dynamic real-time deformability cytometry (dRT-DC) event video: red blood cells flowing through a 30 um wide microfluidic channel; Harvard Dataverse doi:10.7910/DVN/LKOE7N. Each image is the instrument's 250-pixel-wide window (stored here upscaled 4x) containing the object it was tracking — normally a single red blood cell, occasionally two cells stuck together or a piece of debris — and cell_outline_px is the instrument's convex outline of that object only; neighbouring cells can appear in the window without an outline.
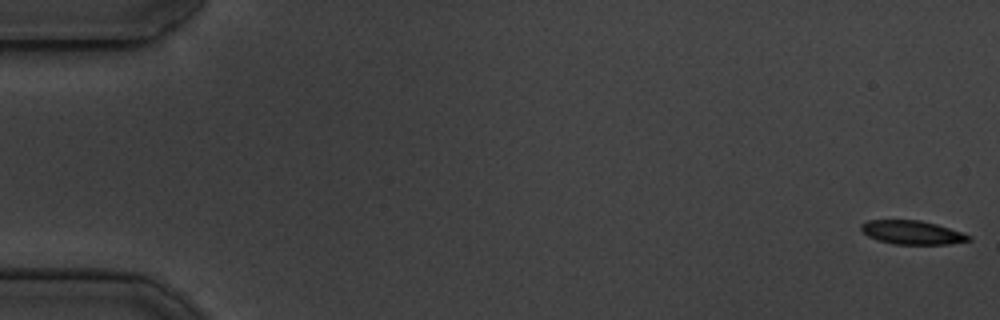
{"species": "common noctule bat (a hibernating species)", "species_latin": "Nyctalus noctula", "temperature_condition": "cold", "stored_images_in_passage": 15, "camera_frame_rate_fps": 3000, "um_per_image_px": 0.085, "animal": {"sex": "male", "body_mass_g": 19.5, "forearm_length_mm": 54.6}, "frame": {"image": 1, "passage_image": 1, "time_ms": 0.0, "image_size_px": [1000, 320], "cell_outline_px": [[968, 240], [940, 244], [900, 244], [884, 240], [872, 236], [864, 232], [864, 224], [872, 220], [916, 220], [932, 224], [968, 236]], "centroid_in_image_um": [77.49, 19.75], "position_along_channel_um": 7.5, "area_um2": 13.35}}
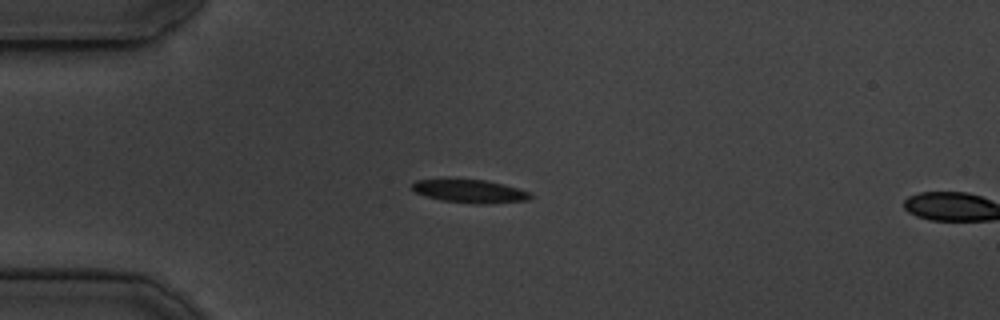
{"frame": {"image": 2, "passage_image": 14, "time_ms": 4.333, "image_size_px": [1000, 320], "cell_outline_px": [[528, 196], [516, 200], [448, 200], [432, 196], [420, 192], [412, 188], [412, 184], [420, 180], [480, 180], [512, 188], [524, 192]], "centroid_in_image_um": [39.72, 16.17], "position_along_channel_um": 45.3, "area_um2": 12.95}}